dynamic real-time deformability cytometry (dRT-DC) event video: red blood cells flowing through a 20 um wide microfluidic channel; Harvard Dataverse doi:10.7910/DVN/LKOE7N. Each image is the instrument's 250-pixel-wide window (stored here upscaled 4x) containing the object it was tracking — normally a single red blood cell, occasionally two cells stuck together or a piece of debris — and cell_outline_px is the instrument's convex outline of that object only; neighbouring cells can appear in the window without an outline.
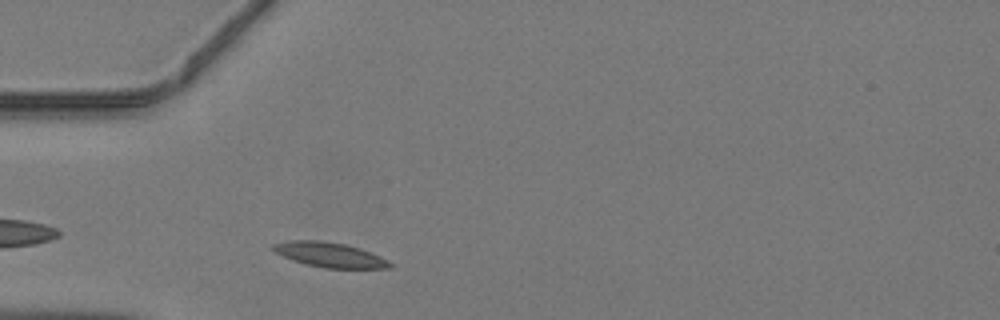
{"species": "common noctule bat (a hibernating species)", "species_latin": "Nyctalus noctula", "temperature_condition": "warm", "stored_images_in_passage": 36, "camera_frame_rate_fps": 3000, "um_per_image_px": 0.085, "animal": {"sex": "male", "body_mass_g": 19.2, "forearm_length_mm": 51.8}, "frame": {"image": 1, "passage_image": 4, "time_ms": 1.0, "image_size_px": [1000, 320], "cell_outline_px": [[396, 268], [324, 268], [304, 264], [292, 260], [276, 252], [272, 248], [272, 244], [288, 240], [320, 240], [344, 244], [360, 248], [380, 256], [396, 264]], "centroid_in_image_um": [28.07, 21.66], "position_along_channel_um": 56.9, "area_um2": 17.05}}
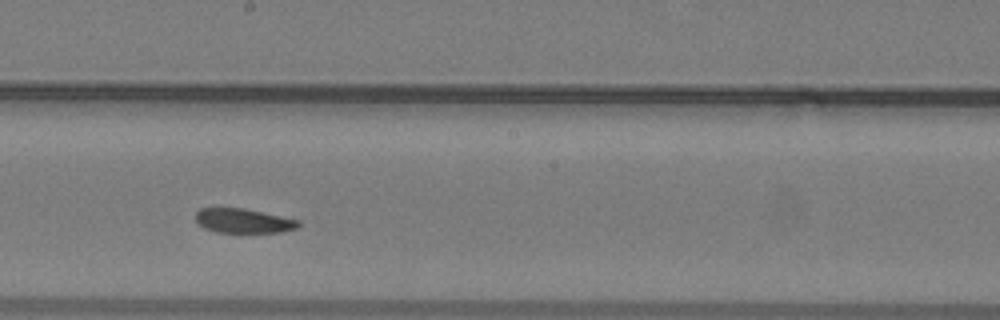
{"frame": {"image": 2, "passage_image": 16, "time_ms": 5.0, "image_size_px": [1000, 320], "cell_outline_px": [[300, 224], [296, 228], [280, 232], [216, 232], [204, 228], [196, 224], [196, 212], [200, 208], [244, 208], [300, 220]], "centroid_in_image_um": [20.66, 18.76], "position_along_channel_um": 227.5, "area_um2": 14.62}}
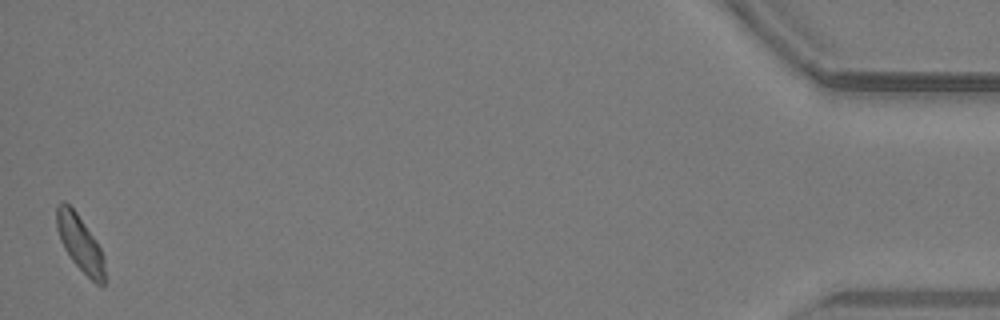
{"frame": {"image": 3, "passage_image": 36, "time_ms": 11.667, "image_size_px": [1000, 320], "cell_outline_px": [[104, 284], [96, 284], [72, 260], [64, 248], [60, 240], [56, 228], [56, 204], [60, 200], [64, 200], [76, 212], [100, 248], [104, 256]], "centroid_in_image_um": [6.76, 20.63], "position_along_channel_um": 428.4, "area_um2": 15.43}}